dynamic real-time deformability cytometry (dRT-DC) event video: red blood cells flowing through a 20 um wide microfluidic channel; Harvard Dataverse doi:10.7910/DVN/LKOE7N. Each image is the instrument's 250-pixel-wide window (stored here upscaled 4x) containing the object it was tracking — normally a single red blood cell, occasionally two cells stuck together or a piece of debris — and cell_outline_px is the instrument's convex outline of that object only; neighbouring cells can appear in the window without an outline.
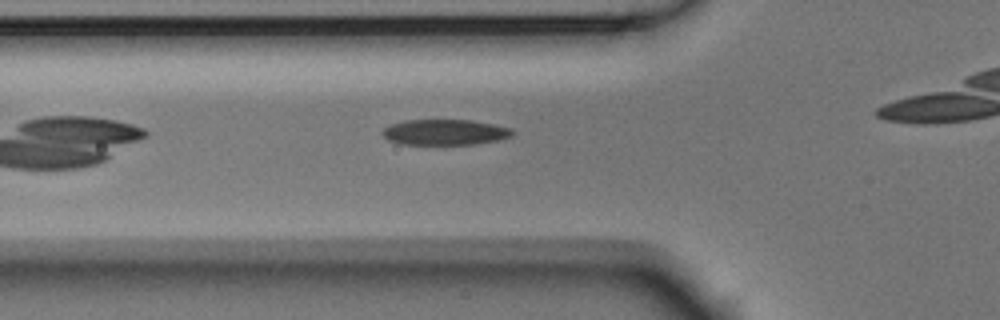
{"species": "Egyptian fruit bat (a non-hibernating species)", "species_latin": "Rousettus aegyptiacus", "temperature_condition": "room temperature", "stored_images_in_passage": 27, "camera_frame_rate_fps": 3000, "um_per_image_px": 0.085, "animal": {"sex": "male"}, "frame": {"image": 1, "passage_image": 2, "time_ms": 0.333, "image_size_px": [1000, 320], "cell_outline_px": [[512, 136], [500, 140], [476, 144], [400, 144], [388, 140], [380, 132], [384, 128], [392, 124], [404, 120], [472, 120], [492, 124], [508, 128], [512, 132]], "centroid_in_image_um": [37.78, 11.24], "position_along_channel_um": 88.0, "area_um2": 19.31}}
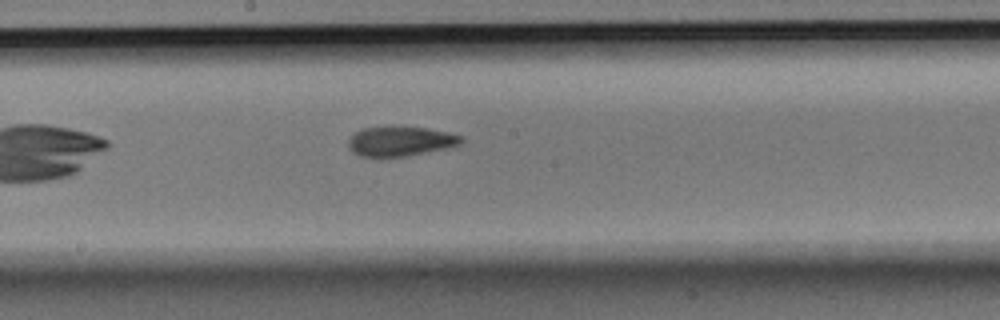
{"frame": {"image": 2, "passage_image": 12, "time_ms": 3.667, "image_size_px": [1000, 320], "cell_outline_px": [[464, 140], [460, 144], [444, 148], [404, 156], [380, 160], [360, 156], [352, 152], [348, 148], [348, 140], [356, 132], [364, 128], [388, 124], [400, 124], [428, 128], [464, 136]], "centroid_in_image_um": [33.96, 11.99], "position_along_channel_um": 214.2, "area_um2": 20.58}}
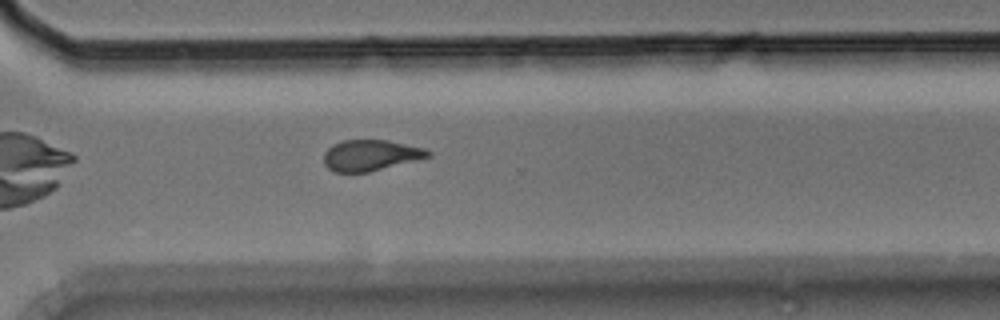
{"frame": {"image": 3, "passage_image": 22, "time_ms": 7.0, "image_size_px": [1000, 320], "cell_outline_px": [[432, 156], [368, 172], [336, 172], [328, 168], [324, 164], [324, 152], [332, 144], [344, 140], [388, 140], [424, 148], [432, 152]], "centroid_in_image_um": [31.49, 13.19], "position_along_channel_um": 339.1, "area_um2": 18.73}}